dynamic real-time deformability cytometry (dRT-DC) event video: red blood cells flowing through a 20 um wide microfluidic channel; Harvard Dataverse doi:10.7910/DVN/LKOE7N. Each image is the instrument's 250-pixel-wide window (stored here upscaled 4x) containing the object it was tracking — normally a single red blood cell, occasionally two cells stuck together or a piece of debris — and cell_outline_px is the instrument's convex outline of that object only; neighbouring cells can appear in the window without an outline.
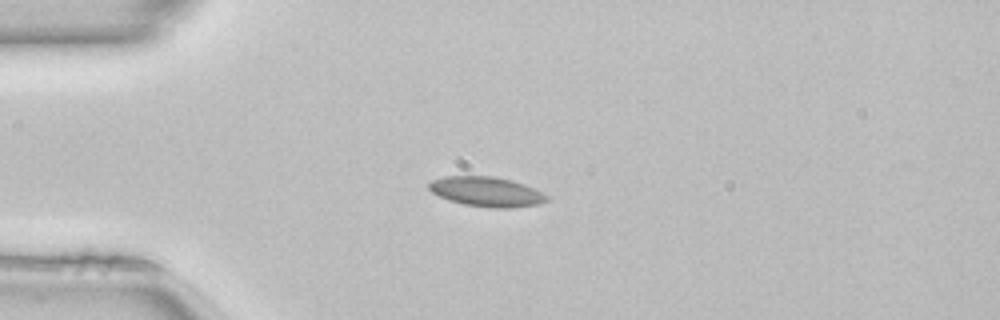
{"species": "common noctule bat (a hibernating species)", "species_latin": "Nyctalus noctula", "temperature_condition": "room temperature", "stored_images_in_passage": 38, "camera_frame_rate_fps": 3000, "um_per_image_px": 0.085, "animal": {"sex": "female", "body_mass_g": 22.7, "forearm_length_mm": 54.2}, "frame": {"image": 1, "passage_image": 1, "time_ms": 0.0, "image_size_px": [1000, 320], "cell_outline_px": [[548, 200], [540, 204], [512, 208], [488, 208], [464, 204], [448, 200], [432, 192], [428, 188], [428, 184], [432, 180], [444, 176], [492, 176], [512, 180], [524, 184], [548, 196]], "centroid_in_image_um": [41.34, 16.3], "position_along_channel_um": 43.7, "area_um2": 20.46}, "authors_computed_cell_mechanics": {"area_um2": 19.1318, "velocity_mm_per_s": 4.0779, "shape_relaxation_time_tau1_ms": 5.4547, "shape_relaxation_time_tau2_ms": 2.053, "deformation_change_tau1": 0.0984, "deformation_change_tau2": 0.0748}}